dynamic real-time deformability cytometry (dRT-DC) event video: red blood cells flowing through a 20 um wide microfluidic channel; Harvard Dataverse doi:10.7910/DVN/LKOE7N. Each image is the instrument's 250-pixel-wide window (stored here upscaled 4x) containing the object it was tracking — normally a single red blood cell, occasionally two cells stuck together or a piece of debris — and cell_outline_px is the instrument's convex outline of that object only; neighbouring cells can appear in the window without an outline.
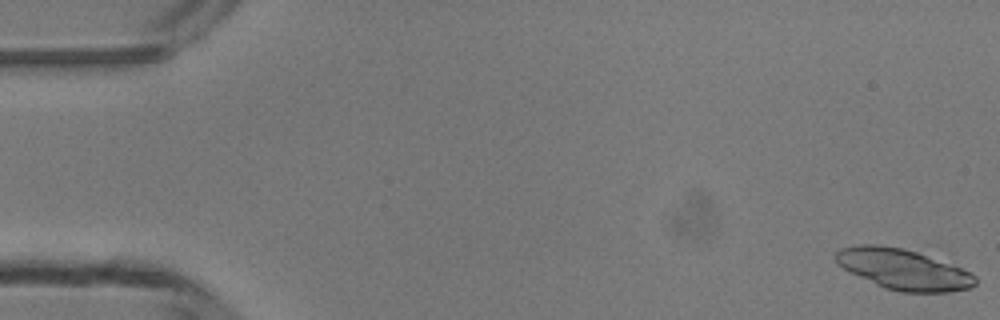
{"species": "common noctule bat (a hibernating species)", "species_latin": "Nyctalus noctula", "temperature_condition": "room temperature", "stored_images_in_passage": 50, "camera_frame_rate_fps": 3000, "um_per_image_px": 0.085, "animal": {"sex": "male", "body_mass_g": 13.3}, "frame": {"image": 1, "passage_image": 1, "time_ms": 0.0, "image_size_px": [1000, 320], "cell_outline_px": [[976, 284], [972, 288], [948, 292], [900, 292], [884, 288], [836, 264], [832, 256], [840, 248], [860, 244], [880, 244], [900, 248], [916, 252], [972, 272], [976, 276]], "centroid_in_image_um": [76.76, 22.89], "position_along_channel_um": 8.2, "area_um2": 32.83}}
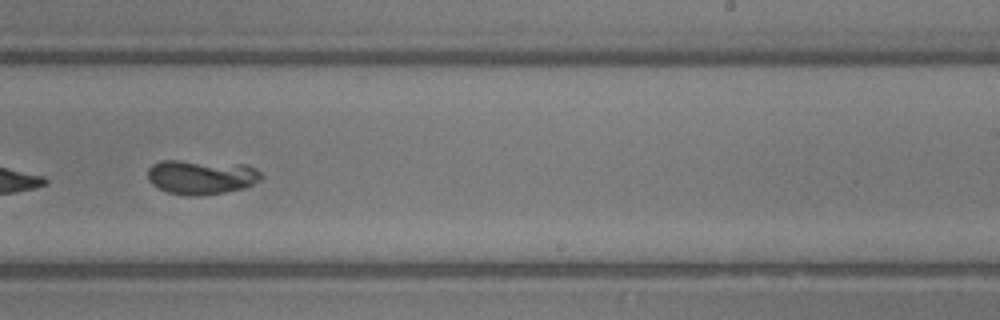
{"frame": {"image": 2, "passage_image": 31, "time_ms": 10.0, "image_size_px": [1000, 320], "cell_outline_px": [[264, 176], [260, 180], [244, 188], [224, 192], [200, 196], [188, 196], [168, 192], [152, 184], [148, 180], [148, 168], [152, 164], [160, 160], [180, 160], [244, 164], [256, 168]], "centroid_in_image_um": [17.11, 15.03], "position_along_channel_um": 271.9, "area_um2": 23.0}}
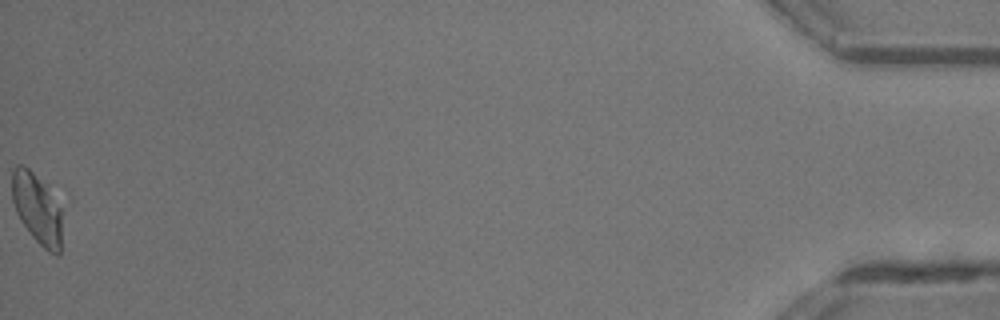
{"frame": {"image": 3, "passage_image": 50, "time_ms": 16.333, "image_size_px": [1000, 320], "cell_outline_px": [[60, 256], [56, 256], [48, 252], [32, 236], [20, 220], [16, 212], [12, 200], [12, 172], [16, 164], [20, 164], [28, 168], [32, 172], [60, 208]], "centroid_in_image_um": [3.1, 17.78], "position_along_channel_um": 432.1, "area_um2": 19.71}, "authors_computed_cell_mechanics": {"area_um2": 22.831, "velocity_mm_per_s": 4.188, "shape_relaxation_time_tau1_ms": 6.286, "shape_relaxation_time_tau2_ms": null, "deformation_change_tau1": 0.1474, "deformation_change_tau2": null}}